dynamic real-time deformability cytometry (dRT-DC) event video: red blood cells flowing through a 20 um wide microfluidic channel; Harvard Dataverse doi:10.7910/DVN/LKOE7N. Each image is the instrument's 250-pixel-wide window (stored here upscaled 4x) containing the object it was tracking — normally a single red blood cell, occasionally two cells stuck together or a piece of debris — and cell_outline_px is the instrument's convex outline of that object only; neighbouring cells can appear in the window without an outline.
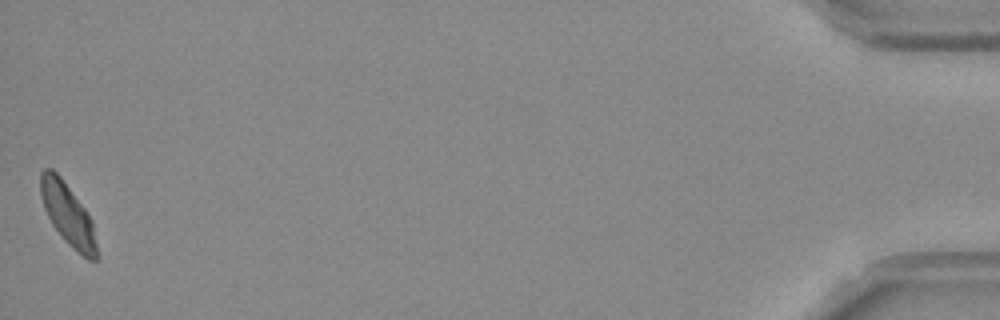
{"species": "Egyptian fruit bat (a non-hibernating species)", "species_latin": "Rousettus aegyptiacus", "temperature_condition": "room temperature", "stored_images_in_passage": 51, "camera_frame_rate_fps": 3000, "um_per_image_px": 0.085, "frame": {"image": 1, "passage_image": 51, "time_ms": 16.667, "image_size_px": [1000, 320], "cell_outline_px": [[96, 260], [88, 260], [72, 248], [64, 240], [52, 224], [44, 208], [40, 196], [40, 172], [44, 168], [52, 168], [60, 176], [84, 208], [92, 220], [96, 244]], "centroid_in_image_um": [5.73, 18.2], "position_along_channel_um": 429.5, "area_um2": 20.0}, "authors_computed_cell_mechanics": {"area_um2": 20.9236, "velocity_mm_per_s": 3.7638, "shape_relaxation_time_tau1_ms": 5.491, "shape_relaxation_time_tau2_ms": 1.617, "deformation_change_tau1": 0.1402, "deformation_change_tau2": 0.0725}}